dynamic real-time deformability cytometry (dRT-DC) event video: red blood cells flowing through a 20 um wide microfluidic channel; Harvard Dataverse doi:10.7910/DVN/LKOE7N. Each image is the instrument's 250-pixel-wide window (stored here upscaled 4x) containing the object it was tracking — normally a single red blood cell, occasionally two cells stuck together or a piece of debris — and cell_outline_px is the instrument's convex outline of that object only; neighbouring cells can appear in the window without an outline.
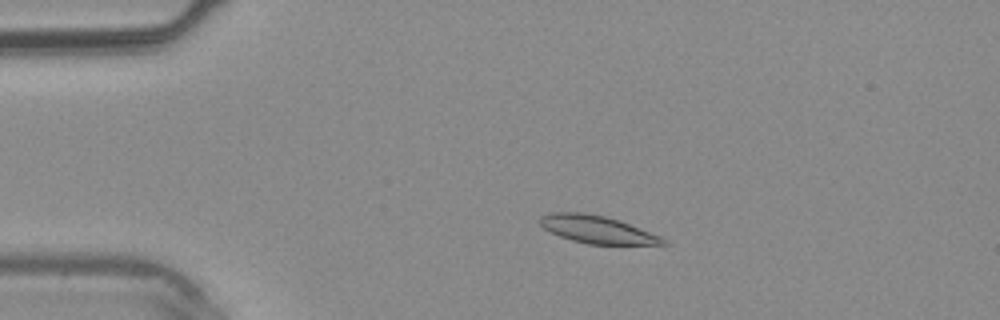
{"species": "common noctule bat (a hibernating species)", "species_latin": "Nyctalus noctula", "temperature_condition": "warm", "stored_images_in_passage": 39, "camera_frame_rate_fps": 3000, "um_per_image_px": 0.085, "animal": {"sex": "male", "body_mass_g": 20.4}, "frame": {"image": 1, "passage_image": 8, "time_ms": 2.333, "image_size_px": [1000, 320], "cell_outline_px": [[668, 244], [588, 244], [572, 240], [560, 236], [544, 228], [540, 224], [540, 216], [552, 212], [584, 212], [604, 216], [620, 220], [660, 236], [668, 240]], "centroid_in_image_um": [50.76, 19.5], "position_along_channel_um": 34.2, "area_um2": 19.65}}
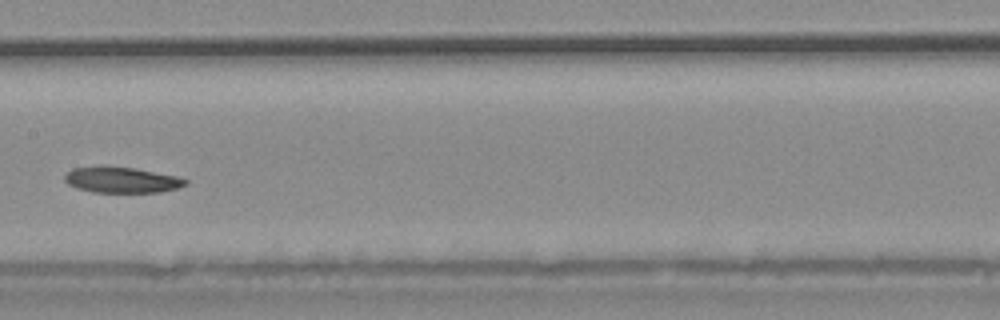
{"frame": {"image": 2, "passage_image": 20, "time_ms": 6.333, "image_size_px": [1000, 320], "cell_outline_px": [[188, 184], [176, 188], [160, 192], [96, 192], [76, 188], [68, 184], [64, 180], [64, 176], [72, 168], [104, 164], [136, 168], [176, 176], [188, 180]], "centroid_in_image_um": [10.3, 15.26], "position_along_channel_um": 197.1, "area_um2": 18.5}}
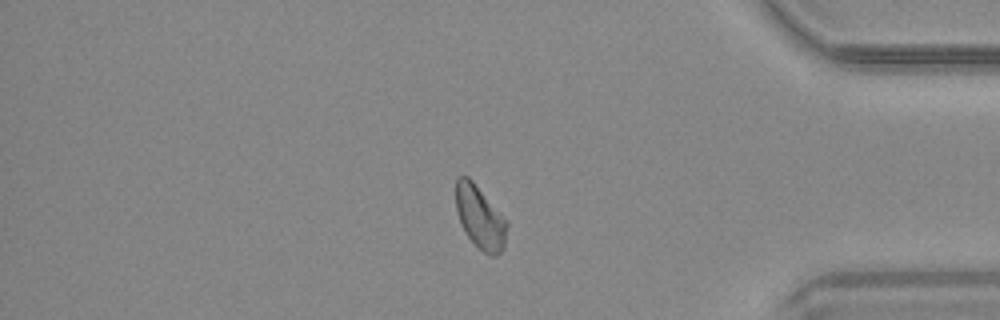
{"frame": {"image": 3, "passage_image": 33, "time_ms": 10.667, "image_size_px": [1000, 320], "cell_outline_px": [[508, 224], [504, 248], [496, 256], [492, 256], [484, 252], [468, 236], [460, 224], [456, 212], [456, 176], [468, 176], [472, 180]], "centroid_in_image_um": [40.77, 18.48], "position_along_channel_um": 394.4, "area_um2": 18.32}}